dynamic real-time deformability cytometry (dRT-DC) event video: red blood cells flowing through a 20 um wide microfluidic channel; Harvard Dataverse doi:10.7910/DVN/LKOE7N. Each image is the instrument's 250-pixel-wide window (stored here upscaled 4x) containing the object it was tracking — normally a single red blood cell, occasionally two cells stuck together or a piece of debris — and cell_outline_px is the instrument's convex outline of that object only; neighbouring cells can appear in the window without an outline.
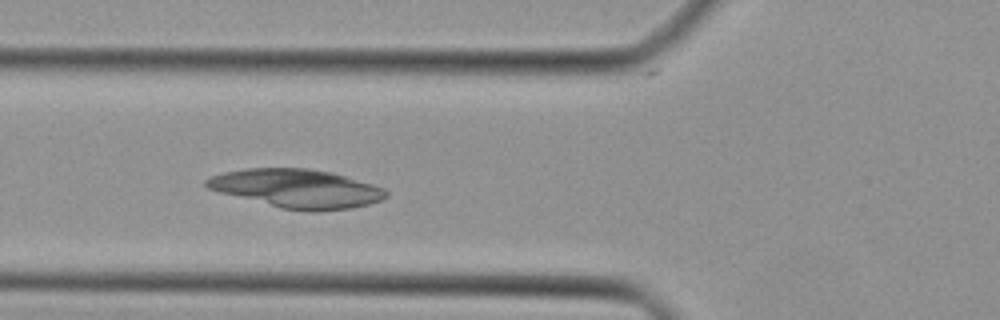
{"species": "Egyptian fruit bat (a non-hibernating species)", "species_latin": "Rousettus aegyptiacus", "temperature_condition": "cold", "stored_images_in_passage": 25, "camera_frame_rate_fps": 3000, "um_per_image_px": 0.085, "animal": {"sex": "female"}, "frame": {"image": 1, "passage_image": 13, "time_ms": 4.0, "image_size_px": [1000, 320], "cell_outline_px": [[388, 196], [380, 200], [368, 204], [352, 208], [316, 212], [312, 212], [280, 208], [220, 192], [208, 188], [204, 184], [204, 180], [212, 176], [224, 172], [244, 168], [308, 168], [332, 172], [372, 184], [384, 188], [388, 192]], "centroid_in_image_um": [25.24, 16.03], "position_along_channel_um": 100.6, "area_um2": 40.46}}
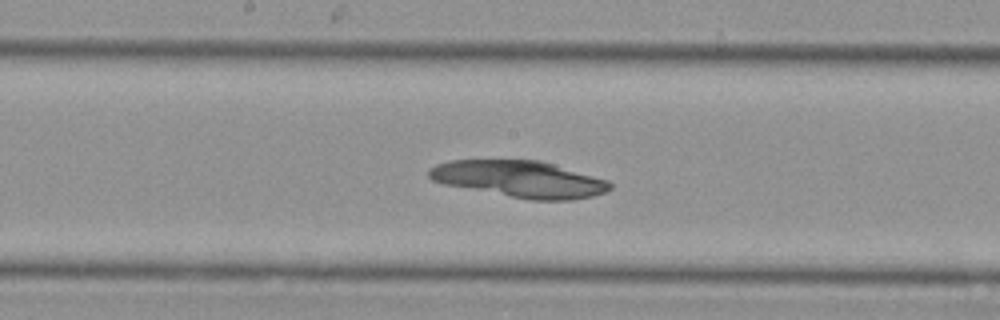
{"frame": {"image": 2, "passage_image": 20, "time_ms": 6.333, "image_size_px": [1000, 320], "cell_outline_px": [[612, 188], [604, 192], [592, 196], [572, 200], [532, 200], [444, 184], [432, 180], [428, 176], [428, 168], [436, 164], [448, 160], [540, 160], [608, 180], [612, 184]], "centroid_in_image_um": [44.15, 15.21], "position_along_channel_um": 204.0, "area_um2": 38.44}}
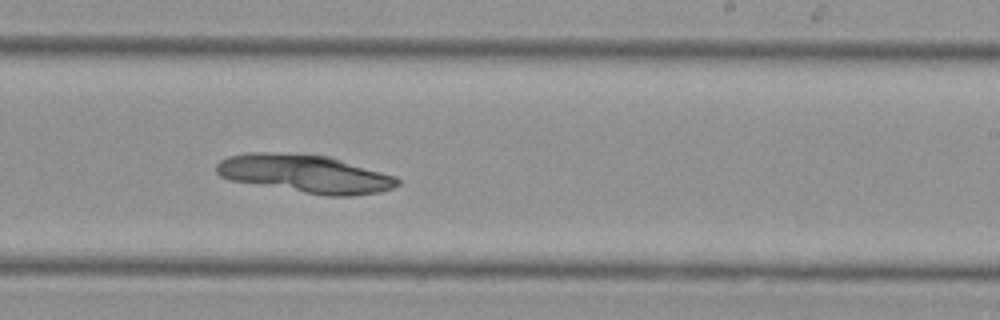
{"frame": {"image": 3, "passage_image": 24, "time_ms": 7.667, "image_size_px": [1000, 320], "cell_outline_px": [[400, 184], [392, 188], [380, 192], [352, 196], [328, 196], [232, 180], [220, 176], [216, 172], [216, 164], [220, 160], [228, 156], [248, 152], [268, 152], [328, 156], [396, 176], [400, 180]], "centroid_in_image_um": [25.95, 14.77], "position_along_channel_um": 263.0, "area_um2": 39.82}}